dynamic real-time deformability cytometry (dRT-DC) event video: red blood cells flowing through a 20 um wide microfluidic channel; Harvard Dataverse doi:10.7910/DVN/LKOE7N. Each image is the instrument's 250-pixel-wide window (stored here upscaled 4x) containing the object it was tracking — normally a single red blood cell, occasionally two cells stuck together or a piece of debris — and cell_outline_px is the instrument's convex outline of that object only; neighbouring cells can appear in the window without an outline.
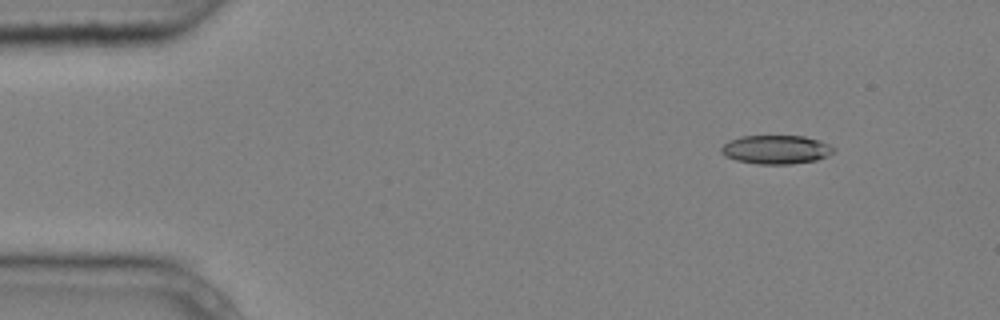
{"species": "common noctule bat (a hibernating species)", "species_latin": "Nyctalus noctula", "temperature_condition": "cold", "stored_images_in_passage": 4, "camera_frame_rate_fps": 3000, "um_per_image_px": 0.085, "animal": {"sex": "male", "body_mass_g": 20.4}, "frame": {"image": 1, "passage_image": 1, "time_ms": 0.0, "image_size_px": [1000, 320], "cell_outline_px": [[836, 152], [828, 156], [816, 160], [792, 164], [756, 164], [736, 160], [724, 156], [720, 152], [720, 148], [728, 140], [740, 136], [804, 136], [820, 140], [836, 148]], "centroid_in_image_um": [65.97, 12.71], "position_along_channel_um": 19.0, "area_um2": 19.13}}